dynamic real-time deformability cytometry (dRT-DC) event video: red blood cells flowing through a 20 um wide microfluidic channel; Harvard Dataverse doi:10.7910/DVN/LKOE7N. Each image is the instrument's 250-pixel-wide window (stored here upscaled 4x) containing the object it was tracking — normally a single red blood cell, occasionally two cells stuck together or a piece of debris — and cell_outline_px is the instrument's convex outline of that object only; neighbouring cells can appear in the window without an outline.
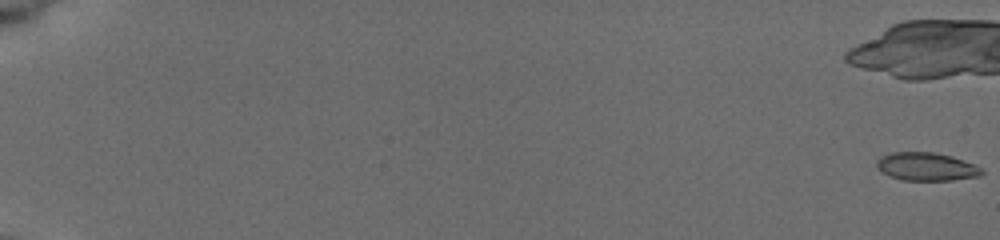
{"species": "common noctule bat (a hibernating species)", "species_latin": "Nyctalus noctula", "temperature_condition": "cold", "stored_images_in_passage": 28, "camera_frame_rate_fps": 3000, "um_per_image_px": 0.085, "animal": {"sex": "female", "body_mass_g": 19.5, "forearm_length_mm": 54.1}, "frame": {"image": 1, "passage_image": 1, "time_ms": 0.0, "image_size_px": [1000, 240], "cell_outline_px": [[984, 172], [980, 176], [952, 180], [904, 180], [888, 176], [880, 172], [876, 164], [876, 160], [880, 156], [892, 152], [932, 152], [952, 156], [964, 160], [980, 168]], "centroid_in_image_um": [78.7, 14.16], "position_along_channel_um": 6.3, "area_um2": 17.28}}